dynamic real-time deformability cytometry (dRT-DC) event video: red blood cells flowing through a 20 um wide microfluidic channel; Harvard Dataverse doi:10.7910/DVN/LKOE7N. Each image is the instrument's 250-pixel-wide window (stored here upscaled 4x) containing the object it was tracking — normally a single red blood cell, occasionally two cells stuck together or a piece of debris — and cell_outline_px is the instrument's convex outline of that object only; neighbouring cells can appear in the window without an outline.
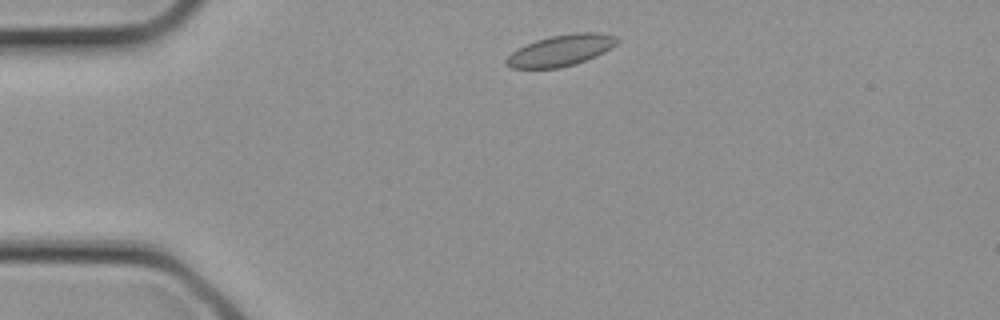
{"species": "common noctule bat (a hibernating species)", "species_latin": "Nyctalus noctula", "temperature_condition": "cold", "stored_images_in_passage": 1, "camera_frame_rate_fps": 3000, "um_per_image_px": 0.085, "animal": {"sex": "female", "body_mass_g": 21.9}, "frame": {"image": 1, "passage_image": 1, "time_ms": 0.0, "image_size_px": [1000, 320], "cell_outline_px": [[620, 40], [612, 48], [596, 56], [576, 64], [560, 68], [512, 68], [504, 64], [504, 60], [512, 52], [536, 40], [552, 36], [572, 32], [600, 32], [616, 36]], "centroid_in_image_um": [47.71, 4.28], "position_along_channel_um": 37.3, "area_um2": 20.23}}